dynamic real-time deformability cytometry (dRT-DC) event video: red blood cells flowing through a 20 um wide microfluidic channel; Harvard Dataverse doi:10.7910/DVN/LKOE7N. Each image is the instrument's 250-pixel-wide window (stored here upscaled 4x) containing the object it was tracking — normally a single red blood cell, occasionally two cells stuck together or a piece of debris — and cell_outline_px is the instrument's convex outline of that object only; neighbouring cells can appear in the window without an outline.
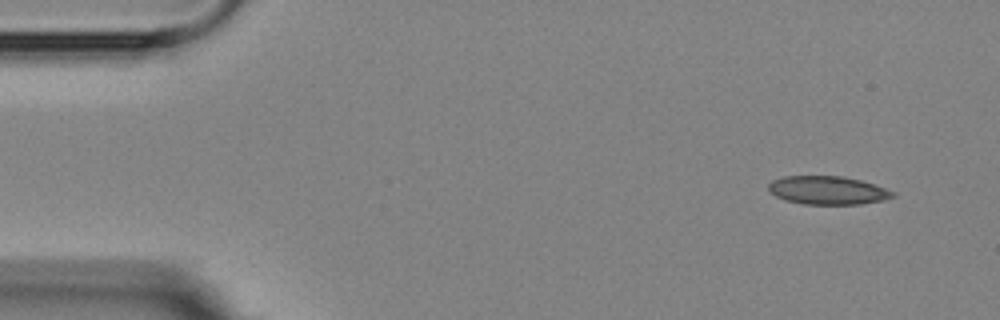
{"species": "Egyptian fruit bat (a non-hibernating species)", "species_latin": "Rousettus aegyptiacus", "temperature_condition": "room temperature", "stored_images_in_passage": 4, "camera_frame_rate_fps": 3000, "um_per_image_px": 0.085, "animal": {"sex": "female"}, "frame": {"image": 1, "passage_image": 1, "time_ms": 0.0, "image_size_px": [1000, 320], "cell_outline_px": [[896, 196], [884, 200], [860, 204], [804, 204], [784, 200], [768, 192], [768, 184], [772, 180], [784, 176], [844, 176], [860, 180], [896, 192]], "centroid_in_image_um": [70.33, 16.18], "position_along_channel_um": 14.7, "area_um2": 20.63}}
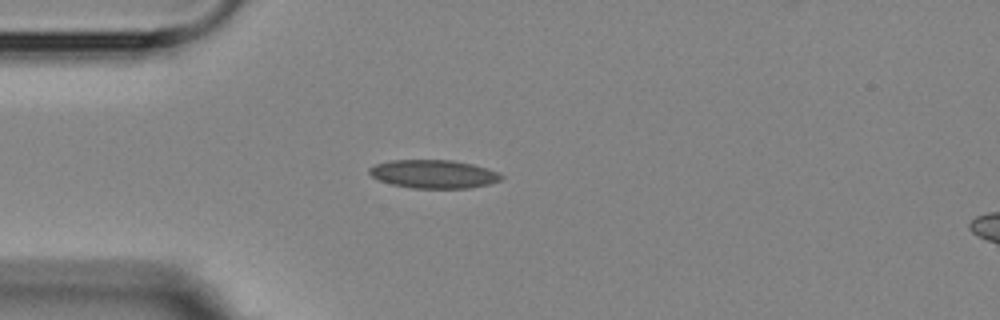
{"frame": {"image": 2, "passage_image": 4, "time_ms": 3.333, "image_size_px": [1000, 320], "cell_outline_px": [[504, 176], [500, 180], [488, 184], [468, 188], [412, 188], [392, 184], [380, 180], [372, 176], [368, 172], [368, 168], [376, 164], [392, 160], [452, 160], [472, 164], [488, 168]], "centroid_in_image_um": [36.85, 14.79], "position_along_channel_um": 48.1, "area_um2": 21.68}}